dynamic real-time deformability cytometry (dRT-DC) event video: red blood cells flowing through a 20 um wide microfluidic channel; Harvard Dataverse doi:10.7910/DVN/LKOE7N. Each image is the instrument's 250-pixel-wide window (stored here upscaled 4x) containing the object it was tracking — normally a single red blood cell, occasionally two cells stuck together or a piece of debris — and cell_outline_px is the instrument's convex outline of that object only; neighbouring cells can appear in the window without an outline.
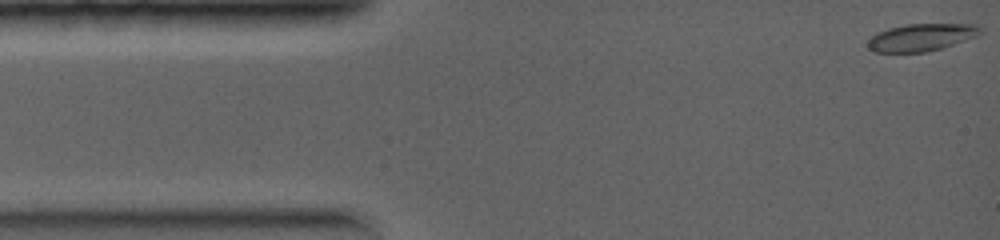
{"species": "common noctule bat (a hibernating species)", "species_latin": "Nyctalus noctula", "temperature_condition": "warm", "stored_images_in_passage": 10, "camera_frame_rate_fps": 5000, "um_per_image_px": 0.085, "animal": {"sex": "female", "body_mass_g": 19.0, "forearm_length_mm": 56.7}, "frame": {"image": 1, "passage_image": 1, "time_ms": 0.0, "image_size_px": [1000, 240], "cell_outline_px": [[980, 32], [976, 36], [940, 48], [924, 52], [872, 52], [868, 48], [868, 40], [876, 32], [888, 28], [904, 24], [976, 24], [980, 28]], "centroid_in_image_um": [78.24, 3.17], "position_along_channel_um": 6.8, "area_um2": 17.74}}
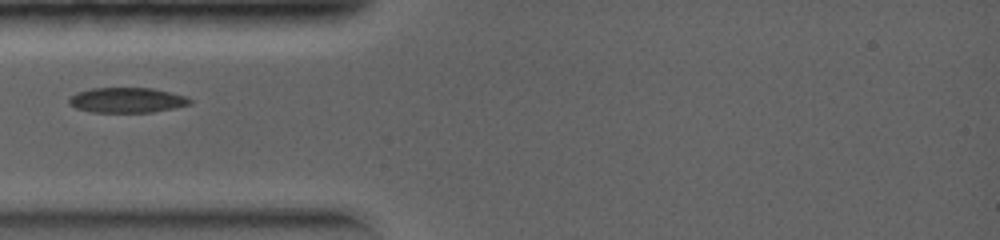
{"frame": {"image": 2, "passage_image": 5, "time_ms": 2.4, "image_size_px": [1000, 240], "cell_outline_px": [[192, 104], [152, 112], [92, 112], [76, 108], [68, 104], [68, 100], [76, 92], [92, 88], [152, 88], [184, 96], [192, 100]], "centroid_in_image_um": [10.76, 8.51], "position_along_channel_um": 74.2, "area_um2": 17.57}}
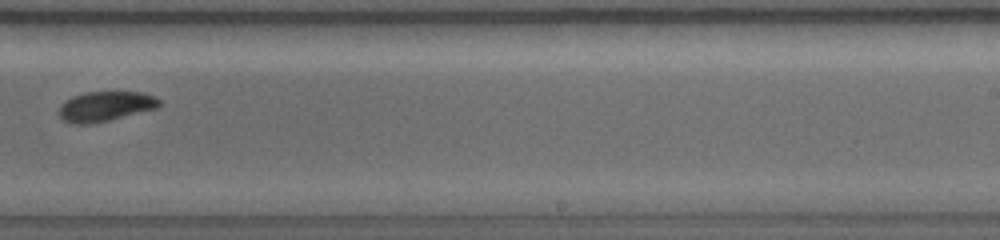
{"frame": {"image": 3, "passage_image": 10, "time_ms": 5.6, "image_size_px": [1000, 240], "cell_outline_px": [[160, 104], [156, 108], [92, 124], [72, 124], [64, 120], [60, 116], [60, 104], [64, 100], [72, 96], [84, 92], [140, 92], [152, 96], [160, 100]], "centroid_in_image_um": [8.9, 9.03], "position_along_channel_um": 280.1, "area_um2": 17.28}}